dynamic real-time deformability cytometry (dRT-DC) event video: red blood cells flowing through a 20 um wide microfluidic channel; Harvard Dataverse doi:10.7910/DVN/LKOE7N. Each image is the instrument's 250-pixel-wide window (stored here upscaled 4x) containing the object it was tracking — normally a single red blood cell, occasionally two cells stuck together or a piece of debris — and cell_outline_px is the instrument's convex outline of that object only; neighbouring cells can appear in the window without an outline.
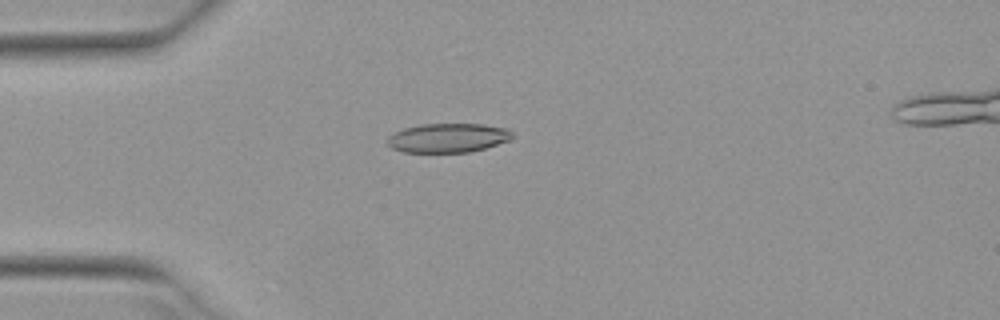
{"species": "Egyptian fruit bat (a non-hibernating species)", "species_latin": "Rousettus aegyptiacus", "temperature_condition": "warm", "stored_images_in_passage": 52, "camera_frame_rate_fps": 3000, "um_per_image_px": 0.085, "animal": {"sex": "female"}, "frame": {"image": 1, "passage_image": 14, "time_ms": 4.333, "image_size_px": [1000, 320], "cell_outline_px": [[512, 136], [508, 140], [484, 148], [468, 152], [404, 152], [392, 148], [388, 144], [388, 136], [392, 132], [404, 128], [420, 124], [484, 124], [508, 128], [512, 132]], "centroid_in_image_um": [38.04, 11.71], "position_along_channel_um": 47.0, "area_um2": 21.15}}
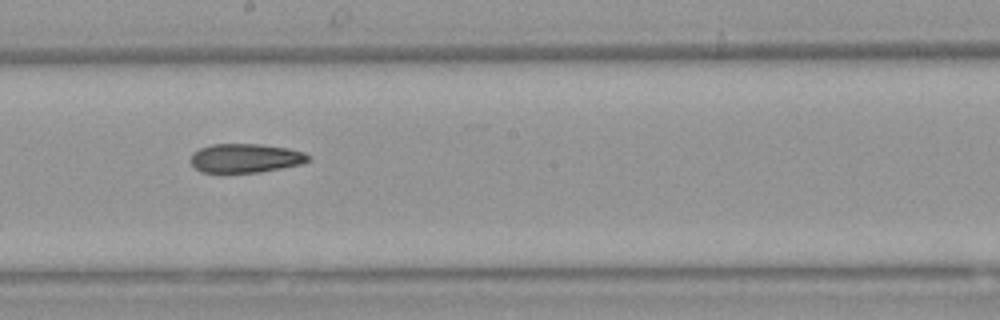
{"frame": {"image": 2, "passage_image": 29, "time_ms": 9.333, "image_size_px": [1000, 320], "cell_outline_px": [[312, 160], [300, 164], [260, 172], [220, 176], [200, 172], [188, 160], [192, 152], [200, 148], [212, 144], [260, 144], [288, 148], [304, 152], [312, 156]], "centroid_in_image_um": [20.8, 13.49], "position_along_channel_um": 227.4, "area_um2": 20.87}}
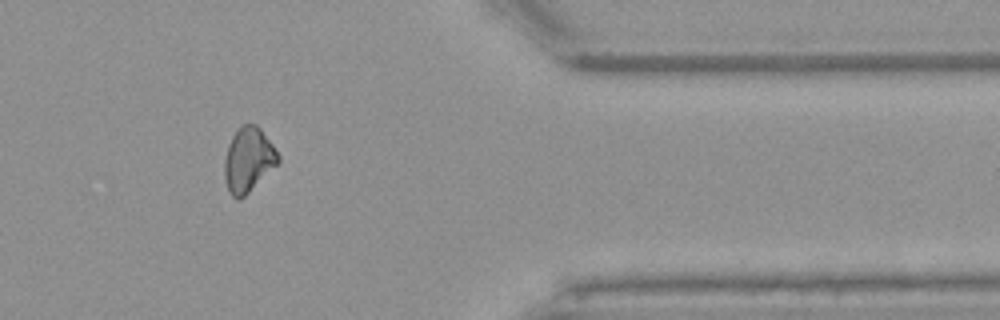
{"frame": {"image": 3, "passage_image": 43, "time_ms": 14.0, "image_size_px": [1000, 320], "cell_outline_px": [[280, 160], [240, 200], [236, 200], [228, 192], [224, 180], [224, 160], [228, 144], [232, 136], [240, 124], [256, 124], [260, 128], [272, 144], [280, 156]], "centroid_in_image_um": [21.06, 13.57], "position_along_channel_um": 390.3, "area_um2": 20.11}, "authors_computed_cell_mechanics": {"area_um2": 20.8658, "velocity_mm_per_s": 3.9525, "shape_relaxation_time_tau1_ms": null, "shape_relaxation_time_tau2_ms": 7.0418, "deformation_change_tau1": null, "deformation_change_tau2": 0.1561}}